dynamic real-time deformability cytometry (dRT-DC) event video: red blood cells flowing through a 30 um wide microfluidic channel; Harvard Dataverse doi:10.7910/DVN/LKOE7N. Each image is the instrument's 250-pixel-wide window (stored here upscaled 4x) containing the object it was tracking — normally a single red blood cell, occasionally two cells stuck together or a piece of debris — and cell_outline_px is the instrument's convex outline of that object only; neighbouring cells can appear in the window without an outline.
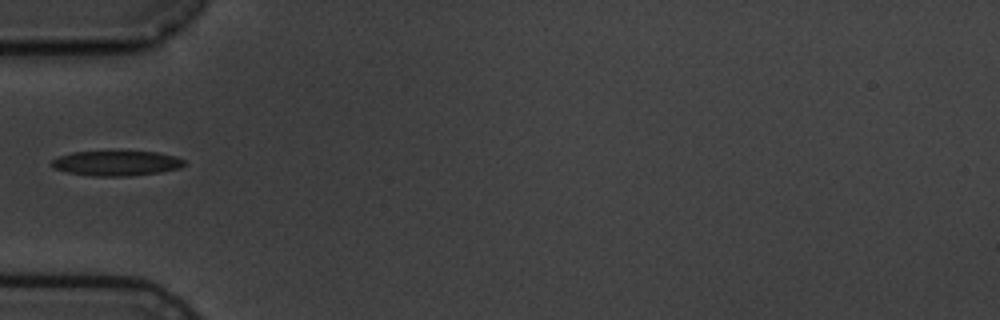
{"species": "common noctule bat (a hibernating species)", "species_latin": "Nyctalus noctula", "temperature_condition": "cold", "stored_images_in_passage": 10, "camera_frame_rate_fps": 3000, "um_per_image_px": 0.085, "animal": {"sex": "male", "body_mass_g": 19.5, "forearm_length_mm": 54.6}, "frame": {"image": 1, "passage_image": 1, "time_ms": 0.0, "image_size_px": [1000, 320], "cell_outline_px": [[184, 164], [180, 168], [160, 172], [128, 176], [92, 176], [64, 172], [52, 168], [52, 160], [60, 156], [72, 152], [156, 152], [176, 156], [184, 160]], "centroid_in_image_um": [9.88, 13.88], "position_along_channel_um": 75.1, "area_um2": 19.19}}
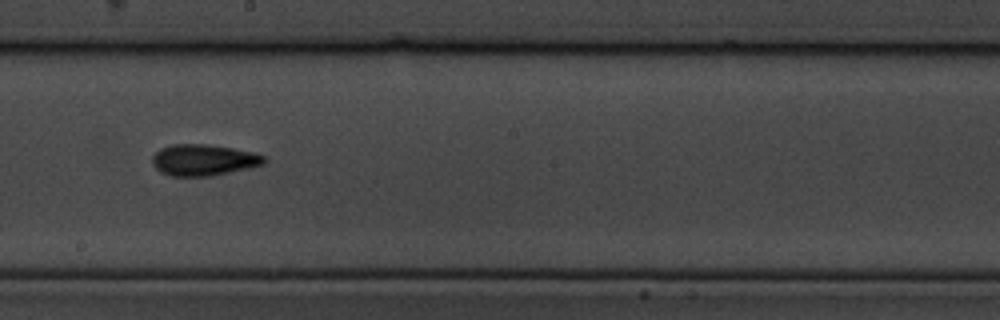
{"frame": {"image": 2, "passage_image": 5, "time_ms": 4.333, "image_size_px": [1000, 320], "cell_outline_px": [[268, 160], [264, 164], [248, 168], [212, 176], [168, 176], [160, 172], [152, 164], [152, 156], [160, 148], [172, 144], [204, 144], [232, 148], [256, 152], [264, 156]], "centroid_in_image_um": [17.3, 13.6], "position_along_channel_um": 230.9, "area_um2": 20.58}}
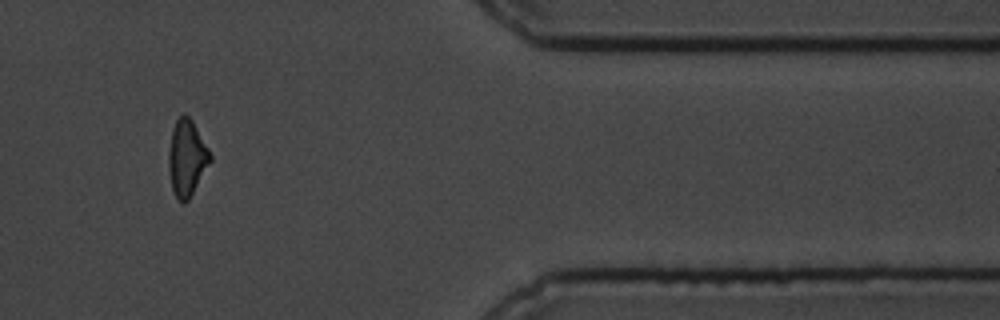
{"frame": {"image": 3, "passage_image": 9, "time_ms": 9.667, "image_size_px": [1000, 320], "cell_outline_px": [[212, 160], [188, 200], [184, 204], [176, 200], [172, 188], [168, 172], [168, 152], [172, 132], [176, 120], [184, 112], [192, 120], [208, 148], [212, 156]], "centroid_in_image_um": [15.87, 13.45], "position_along_channel_um": 395.5, "area_um2": 18.5}}